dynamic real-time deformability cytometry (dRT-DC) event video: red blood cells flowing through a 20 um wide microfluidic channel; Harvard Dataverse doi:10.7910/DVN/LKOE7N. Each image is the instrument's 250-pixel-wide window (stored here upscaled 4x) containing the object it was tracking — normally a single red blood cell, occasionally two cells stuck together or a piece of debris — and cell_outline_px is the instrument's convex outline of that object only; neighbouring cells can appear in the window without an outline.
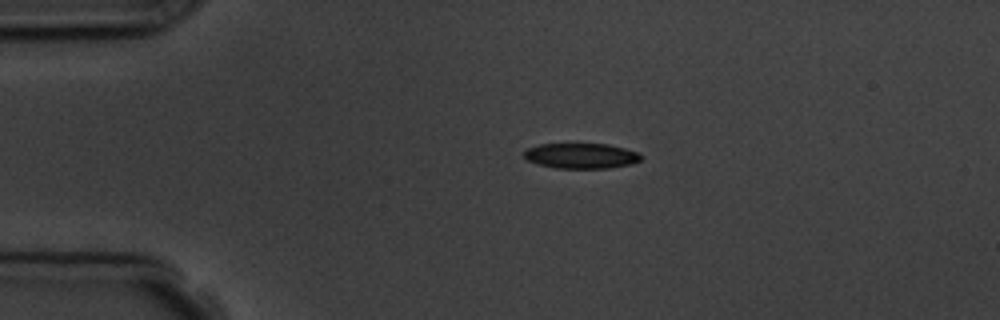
{"species": "common noctule bat (a hibernating species)", "species_latin": "Nyctalus noctula", "temperature_condition": "room temperature", "stored_images_in_passage": 2, "camera_frame_rate_fps": 3000, "um_per_image_px": 0.085, "animal": {"sex": "male", "body_mass_g": 19.5, "forearm_length_mm": 54.6}, "frame": {"image": 1, "passage_image": 1, "time_ms": 0.0, "image_size_px": [1000, 320], "cell_outline_px": [[644, 156], [640, 160], [632, 164], [608, 168], [556, 168], [540, 164], [528, 160], [524, 156], [524, 152], [528, 148], [540, 144], [608, 144], [624, 148], [636, 152]], "centroid_in_image_um": [49.43, 13.24], "position_along_channel_um": 35.6, "area_um2": 17.11}}